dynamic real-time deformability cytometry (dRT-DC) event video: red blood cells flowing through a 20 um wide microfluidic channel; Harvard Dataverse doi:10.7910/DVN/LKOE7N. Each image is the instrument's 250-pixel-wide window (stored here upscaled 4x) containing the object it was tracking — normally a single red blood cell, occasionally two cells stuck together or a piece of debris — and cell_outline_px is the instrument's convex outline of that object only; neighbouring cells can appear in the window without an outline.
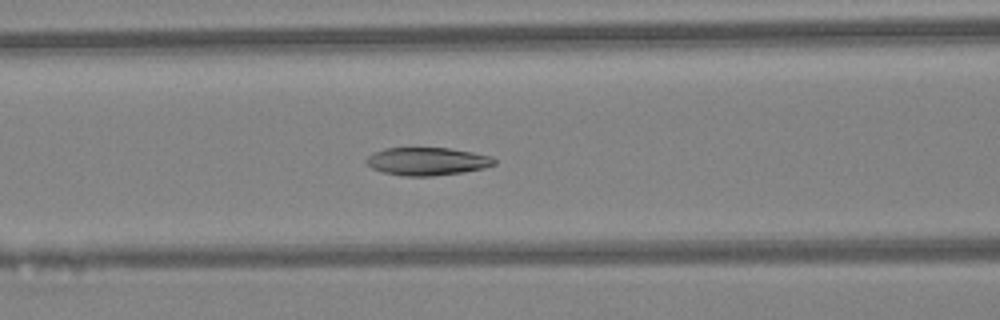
{"species": "Egyptian fruit bat (a non-hibernating species)", "species_latin": "Rousettus aegyptiacus", "temperature_condition": "warm", "stored_images_in_passage": 45, "camera_frame_rate_fps": 3000, "um_per_image_px": 0.085, "animal": {"sex": "female"}, "frame": {"image": 1, "passage_image": 18, "time_ms": 5.667, "image_size_px": [1000, 320], "cell_outline_px": [[496, 164], [484, 168], [464, 172], [432, 176], [404, 176], [380, 172], [372, 168], [364, 160], [368, 156], [384, 148], [448, 148], [472, 152], [492, 156], [496, 160]], "centroid_in_image_um": [36.32, 13.72], "position_along_channel_um": 130.3, "area_um2": 20.87}}
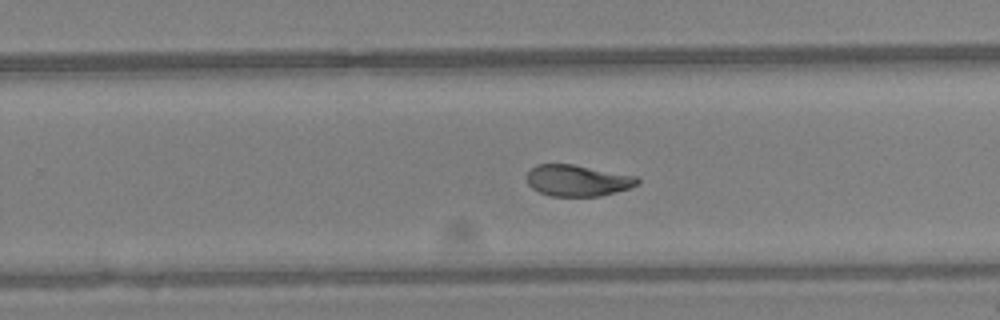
{"frame": {"image": 2, "passage_image": 28, "time_ms": 9.0, "image_size_px": [1000, 320], "cell_outline_px": [[640, 184], [628, 188], [600, 196], [552, 196], [540, 192], [532, 188], [528, 184], [528, 172], [536, 164], [572, 164], [636, 176], [640, 180]], "centroid_in_image_um": [49.1, 15.34], "position_along_channel_um": 280.7, "area_um2": 20.0}}
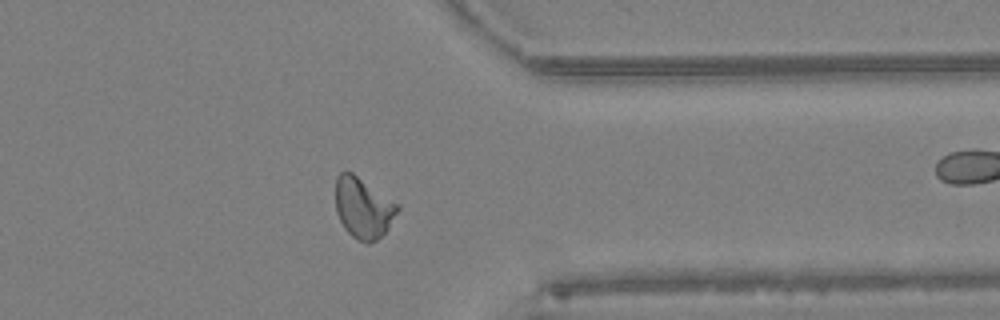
{"frame": {"image": 3, "passage_image": 35, "time_ms": 11.333, "image_size_px": [1000, 320], "cell_outline_px": [[400, 208], [388, 228], [376, 240], [368, 244], [352, 236], [344, 228], [336, 212], [336, 176], [340, 172], [352, 172], [400, 204]], "centroid_in_image_um": [30.88, 17.65], "position_along_channel_um": 380.5, "area_um2": 21.91}, "authors_computed_cell_mechanics": {"area_um2": 21.9062, "velocity_mm_per_s": 4.5343, "shape_relaxation_time_tau1_ms": 5.6742, "shape_relaxation_time_tau2_ms": 1.0591, "deformation_change_tau1": 0.1836, "deformation_change_tau2": 0.0566}}